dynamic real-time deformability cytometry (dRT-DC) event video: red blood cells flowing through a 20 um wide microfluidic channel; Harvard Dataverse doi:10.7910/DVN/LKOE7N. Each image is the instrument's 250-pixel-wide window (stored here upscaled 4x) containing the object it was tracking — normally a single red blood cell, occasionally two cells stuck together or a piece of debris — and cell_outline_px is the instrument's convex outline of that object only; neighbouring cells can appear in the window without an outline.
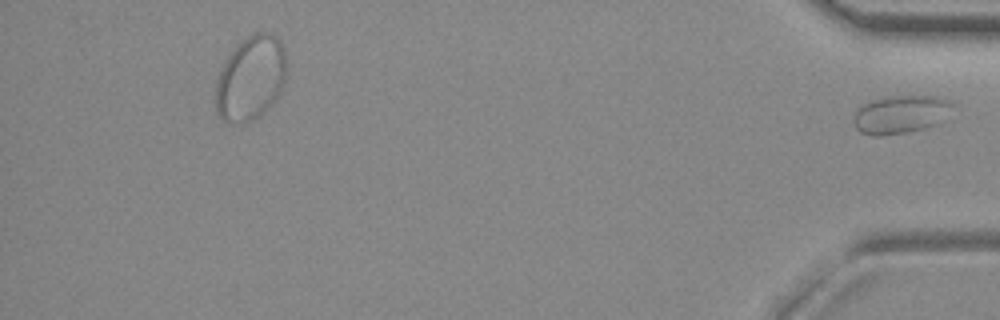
{"species": "common noctule bat (a hibernating species)", "species_latin": "Nyctalus noctula", "temperature_condition": "room temperature", "stored_images_in_passage": 36, "segment_of_instrument_passage": [2, 2], "camera_frame_rate_fps": 3000, "um_per_image_px": 0.085, "animal": {"sex": "female", "body_mass_g": 29.2, "forearm_length_mm": 56.3}, "frame": {"image": 1, "passage_image": 36, "time_ms": 11.667, "image_size_px": [1000, 320], "cell_outline_px": [[952, 104], [940, 124], [924, 128], [904, 132], [880, 136], [872, 136], [860, 132], [856, 128], [852, 120], [856, 112], [864, 104], [876, 100], [900, 96], [936, 96], [952, 100]], "centroid_in_image_um": [76.56, 9.74], "position_along_channel_um": 358.6, "area_um2": 21.56}}